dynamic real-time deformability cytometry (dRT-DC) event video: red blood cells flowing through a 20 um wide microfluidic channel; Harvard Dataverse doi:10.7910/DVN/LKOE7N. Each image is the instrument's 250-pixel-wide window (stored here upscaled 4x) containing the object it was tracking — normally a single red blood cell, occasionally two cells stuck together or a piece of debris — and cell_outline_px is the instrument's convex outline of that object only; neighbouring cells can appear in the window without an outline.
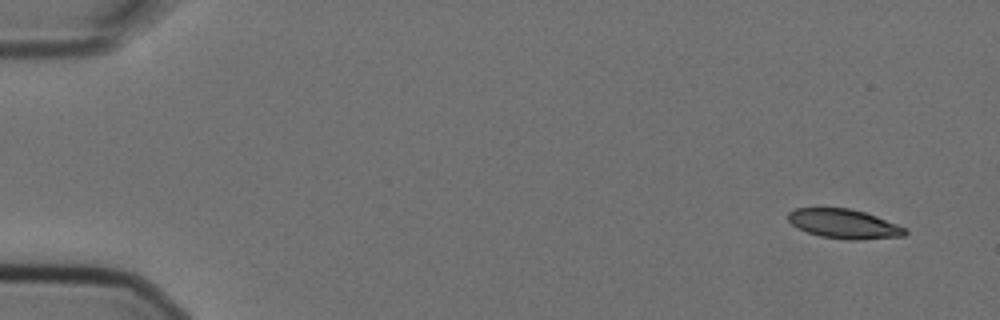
{"species": "Egyptian fruit bat (a non-hibernating species)", "species_latin": "Rousettus aegyptiacus", "temperature_condition": "cold", "stored_images_in_passage": 5, "segment_of_instrument_passage": [2, 2], "camera_frame_rate_fps": 3000, "um_per_image_px": 0.085, "animal": {"sex": "female"}, "frame": {"image": 1, "passage_image": 5, "time_ms": 1.333, "image_size_px": [1000, 320], "cell_outline_px": [[908, 232], [904, 236], [856, 240], [848, 240], [820, 236], [808, 232], [792, 224], [788, 220], [788, 212], [796, 208], [848, 208], [864, 212], [876, 216], [896, 224], [904, 228]], "centroid_in_image_um": [71.73, 19.03], "position_along_channel_um": 13.3, "area_um2": 19.77}}